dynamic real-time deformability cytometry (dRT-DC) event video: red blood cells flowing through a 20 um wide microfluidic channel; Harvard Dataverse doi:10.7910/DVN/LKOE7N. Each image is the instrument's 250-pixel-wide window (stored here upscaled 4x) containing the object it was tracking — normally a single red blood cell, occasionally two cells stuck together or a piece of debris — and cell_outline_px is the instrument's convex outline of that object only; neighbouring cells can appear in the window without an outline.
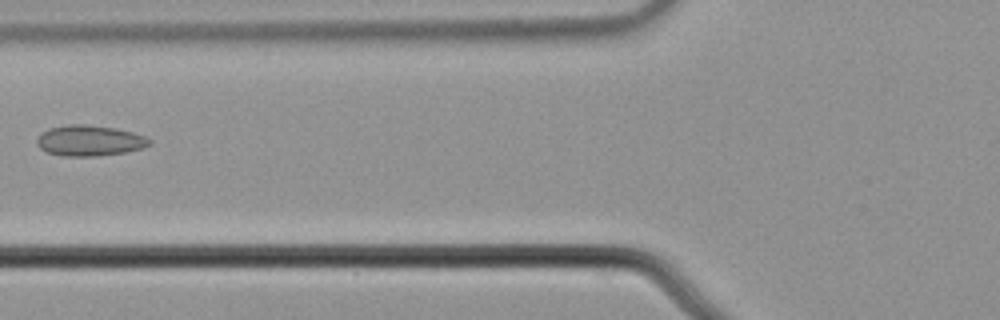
{"species": "common noctule bat (a hibernating species)", "species_latin": "Nyctalus noctula", "temperature_condition": "cold", "stored_images_in_passage": 3, "camera_frame_rate_fps": 3000, "um_per_image_px": 0.085, "animal": {"sex": "male", "body_mass_g": 21.5, "forearm_length_mm": 52.0}, "frame": {"image": 1, "passage_image": 3, "time_ms": 0.667, "image_size_px": [1000, 320], "cell_outline_px": [[152, 144], [144, 148], [124, 152], [96, 156], [60, 156], [48, 152], [40, 148], [36, 144], [36, 140], [48, 128], [68, 124], [84, 124], [116, 128], [132, 132], [144, 136], [152, 140]], "centroid_in_image_um": [7.63, 11.95], "position_along_channel_um": 118.2, "area_um2": 20.17}}